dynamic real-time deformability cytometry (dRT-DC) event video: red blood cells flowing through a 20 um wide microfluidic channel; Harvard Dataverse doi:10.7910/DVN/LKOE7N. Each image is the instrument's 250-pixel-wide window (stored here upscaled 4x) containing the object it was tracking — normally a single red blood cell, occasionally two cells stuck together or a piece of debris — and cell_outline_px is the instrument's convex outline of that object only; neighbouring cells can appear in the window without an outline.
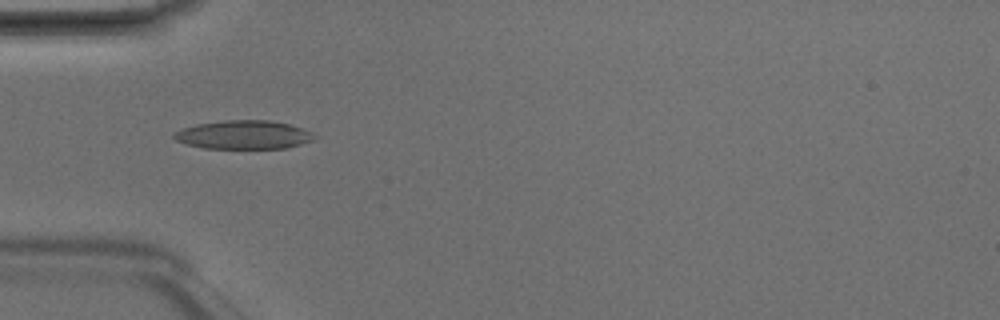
{"species": "Egyptian fruit bat (a non-hibernating species)", "species_latin": "Rousettus aegyptiacus", "temperature_condition": "room temperature", "stored_images_in_passage": 5, "camera_frame_rate_fps": 3000, "um_per_image_px": 0.085, "animal": {"sex": "male"}, "frame": {"image": 1, "passage_image": 5, "time_ms": 1.333, "image_size_px": [1000, 320], "cell_outline_px": [[316, 136], [312, 140], [300, 144], [284, 148], [204, 148], [188, 144], [176, 140], [172, 136], [172, 132], [196, 124], [224, 120], [268, 120], [288, 124], [312, 132]], "centroid_in_image_um": [20.67, 11.45], "position_along_channel_um": 64.3, "area_um2": 23.18}}